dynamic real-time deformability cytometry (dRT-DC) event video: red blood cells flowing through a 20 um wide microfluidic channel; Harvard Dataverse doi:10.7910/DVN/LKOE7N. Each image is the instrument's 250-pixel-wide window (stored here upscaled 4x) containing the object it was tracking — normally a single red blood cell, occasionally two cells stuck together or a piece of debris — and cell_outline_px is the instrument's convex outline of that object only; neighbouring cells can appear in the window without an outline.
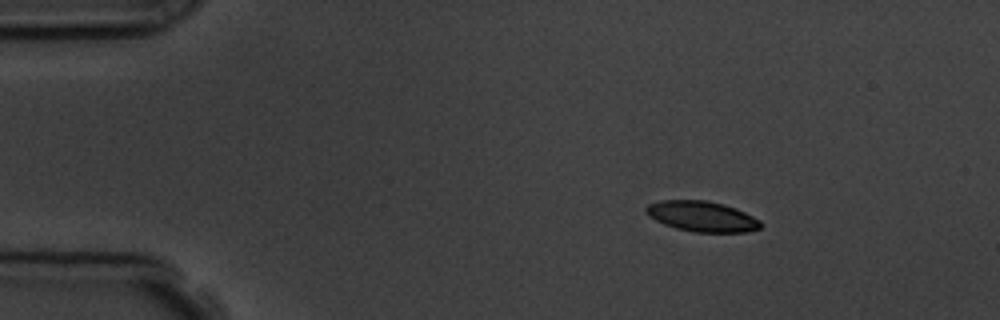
{"species": "common noctule bat (a hibernating species)", "species_latin": "Nyctalus noctula", "temperature_condition": "room temperature", "stored_images_in_passage": 3, "camera_frame_rate_fps": 3000, "um_per_image_px": 0.085, "animal": {"sex": "male", "body_mass_g": 19.5, "forearm_length_mm": 54.6}, "frame": {"image": 1, "passage_image": 1, "time_ms": 0.0, "image_size_px": [1000, 320], "cell_outline_px": [[764, 224], [760, 228], [744, 232], [692, 232], [676, 228], [664, 224], [648, 216], [644, 212], [644, 208], [648, 204], [660, 200], [704, 200], [724, 204], [736, 208], [760, 220]], "centroid_in_image_um": [59.64, 18.39], "position_along_channel_um": 25.4, "area_um2": 20.46}}